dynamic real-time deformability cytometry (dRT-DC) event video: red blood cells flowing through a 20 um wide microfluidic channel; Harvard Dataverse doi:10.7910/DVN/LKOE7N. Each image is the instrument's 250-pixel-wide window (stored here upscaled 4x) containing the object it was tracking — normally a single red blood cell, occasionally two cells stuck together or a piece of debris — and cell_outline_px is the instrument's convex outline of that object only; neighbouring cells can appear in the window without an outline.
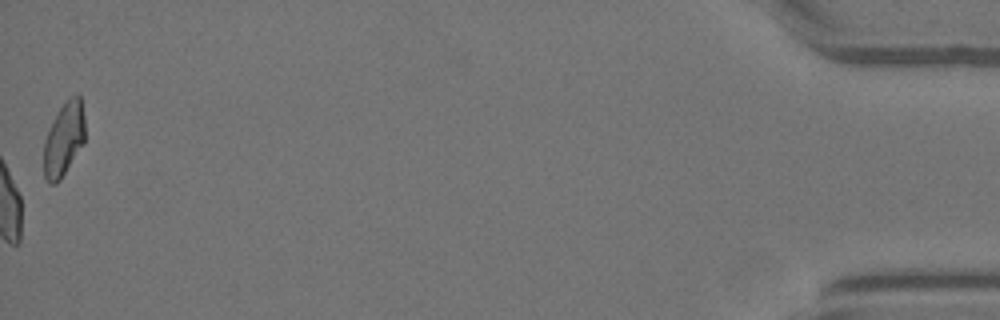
{"species": "Egyptian fruit bat (a non-hibernating species)", "species_latin": "Rousettus aegyptiacus", "temperature_condition": "warm", "stored_images_in_passage": 53, "camera_frame_rate_fps": 3000, "um_per_image_px": 0.085, "animal": {"sex": "female"}, "frame": {"image": 1, "passage_image": 53, "time_ms": 17.333, "image_size_px": [1000, 320], "cell_outline_px": [[84, 144], [60, 180], [56, 184], [48, 184], [44, 176], [44, 140], [64, 100], [68, 96], [76, 92], [80, 96], [84, 116]], "centroid_in_image_um": [5.44, 11.82], "position_along_channel_um": 429.8, "area_um2": 17.8}, "authors_computed_cell_mechanics": {"area_um2": 20.23, "velocity_mm_per_s": 3.9874, "shape_relaxation_time_tau1_ms": 9.1, "shape_relaxation_time_tau2_ms": 1.3191, "deformation_change_tau1": 0.1815, "deformation_change_tau2": 0.0767}}